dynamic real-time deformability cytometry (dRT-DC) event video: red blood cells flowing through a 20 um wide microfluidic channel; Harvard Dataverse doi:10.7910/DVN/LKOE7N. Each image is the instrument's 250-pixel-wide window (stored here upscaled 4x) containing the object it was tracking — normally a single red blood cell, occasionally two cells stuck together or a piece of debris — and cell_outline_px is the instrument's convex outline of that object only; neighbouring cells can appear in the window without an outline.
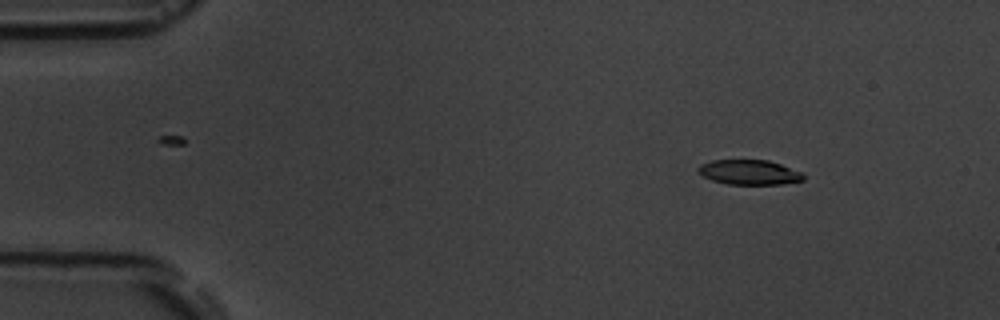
{"species": "common noctule bat (a hibernating species)", "species_latin": "Nyctalus noctula", "temperature_condition": "room temperature", "stored_images_in_passage": 5, "camera_frame_rate_fps": 3000, "um_per_image_px": 0.085, "animal": {"sex": "male", "body_mass_g": 19.5, "forearm_length_mm": 54.6}, "frame": {"image": 1, "passage_image": 2, "time_ms": 1.333, "image_size_px": [1000, 320], "cell_outline_px": [[804, 180], [780, 184], [728, 184], [712, 180], [704, 176], [696, 168], [700, 164], [712, 160], [768, 160], [804, 172]], "centroid_in_image_um": [63.71, 14.63], "position_along_channel_um": 21.3, "area_um2": 15.2}}
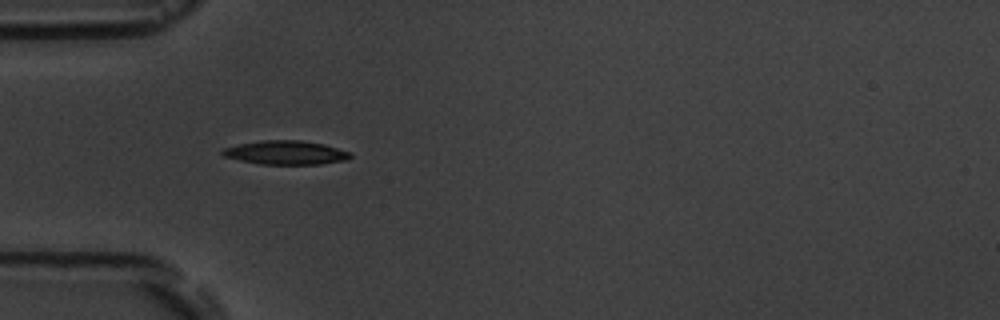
{"frame": {"image": 2, "passage_image": 4, "time_ms": 4.667, "image_size_px": [1000, 320], "cell_outline_px": [[352, 156], [344, 160], [320, 164], [260, 164], [240, 160], [224, 156], [220, 152], [224, 148], [236, 144], [264, 140], [300, 140], [324, 144], [352, 152]], "centroid_in_image_um": [24.29, 12.96], "position_along_channel_um": 60.7, "area_um2": 17.74}}
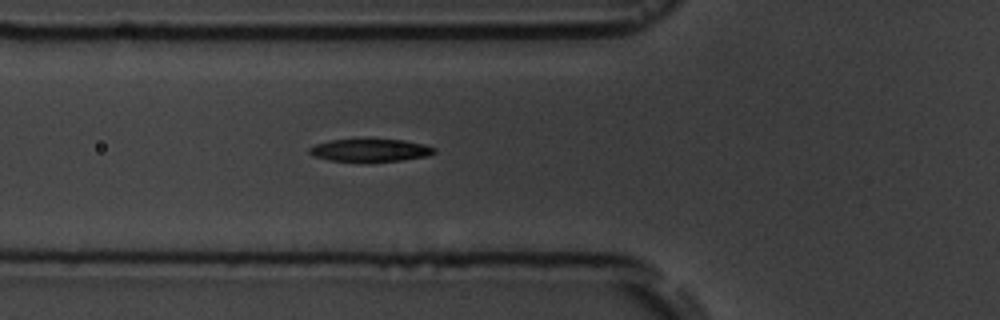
{"frame": {"image": 3, "passage_image": 5, "time_ms": 5.667, "image_size_px": [1000, 320], "cell_outline_px": [[436, 152], [428, 156], [400, 160], [328, 160], [312, 156], [308, 152], [308, 148], [316, 144], [332, 140], [404, 140], [436, 148]], "centroid_in_image_um": [31.44, 12.76], "position_along_channel_um": 94.4, "area_um2": 15.84}}